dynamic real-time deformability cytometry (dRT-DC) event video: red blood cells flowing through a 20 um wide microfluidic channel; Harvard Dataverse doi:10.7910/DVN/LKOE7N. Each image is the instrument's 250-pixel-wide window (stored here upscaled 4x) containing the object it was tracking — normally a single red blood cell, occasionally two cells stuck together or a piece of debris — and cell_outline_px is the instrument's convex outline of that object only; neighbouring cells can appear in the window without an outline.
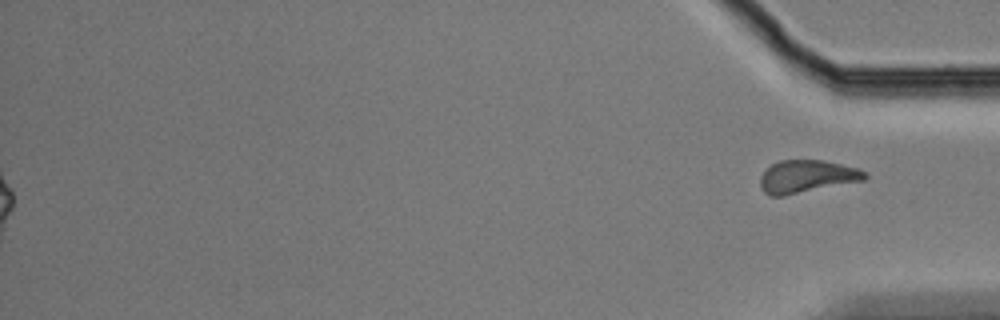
{"species": "Egyptian fruit bat (a non-hibernating species)", "species_latin": "Rousettus aegyptiacus", "temperature_condition": "cold", "stored_images_in_passage": 50, "segment_of_instrument_passage": [2, 2], "camera_frame_rate_fps": 3000, "um_per_image_px": 0.085, "animal": {"sex": "male"}, "frame": {"image": 1, "passage_image": 50, "time_ms": 16.333, "image_size_px": [1000, 320], "cell_outline_px": [[868, 176], [864, 180], [784, 196], [768, 196], [760, 188], [760, 176], [772, 164], [780, 160], [824, 160], [860, 168], [868, 172]], "centroid_in_image_um": [68.6, 15.0], "position_along_channel_um": 366.6, "area_um2": 20.11}}